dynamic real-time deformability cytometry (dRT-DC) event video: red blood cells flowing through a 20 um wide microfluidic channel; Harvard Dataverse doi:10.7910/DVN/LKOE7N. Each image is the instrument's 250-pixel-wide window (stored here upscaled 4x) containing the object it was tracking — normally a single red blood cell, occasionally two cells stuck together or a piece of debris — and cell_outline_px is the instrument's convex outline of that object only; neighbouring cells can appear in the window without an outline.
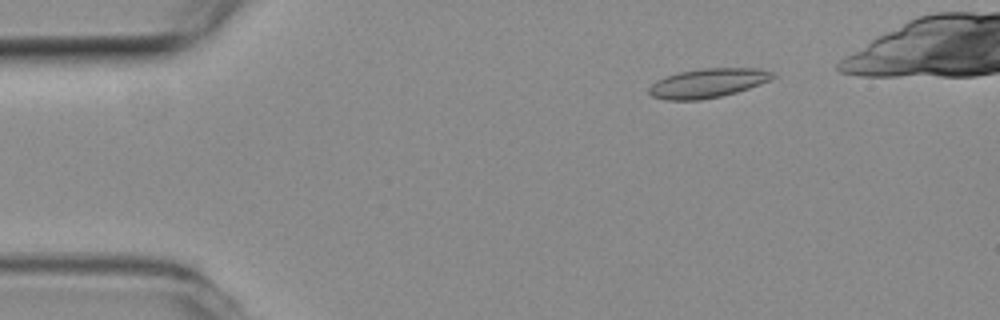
{"species": "common noctule bat (a hibernating species)", "species_latin": "Nyctalus noctula", "temperature_condition": "room temperature", "stored_images_in_passage": 47, "camera_frame_rate_fps": 3000, "um_per_image_px": 0.085, "animal": {"sex": "female", "body_mass_g": 19.3, "forearm_length_mm": 54.1}, "frame": {"image": 1, "passage_image": 8, "time_ms": 2.333, "image_size_px": [1000, 320], "cell_outline_px": [[776, 76], [760, 84], [736, 92], [720, 96], [700, 100], [668, 100], [652, 96], [648, 92], [648, 88], [656, 80], [680, 72], [700, 68], [760, 68], [772, 72]], "centroid_in_image_um": [60.15, 7.06], "position_along_channel_um": 24.8, "area_um2": 20.87}}
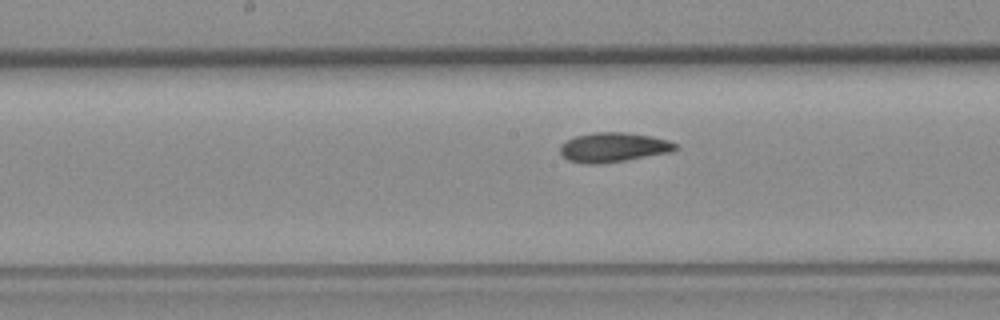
{"frame": {"image": 2, "passage_image": 27, "time_ms": 8.667, "image_size_px": [1000, 320], "cell_outline_px": [[680, 148], [672, 152], [624, 160], [596, 164], [588, 164], [568, 160], [560, 152], [560, 144], [576, 136], [592, 132], [624, 132], [652, 136], [668, 140], [676, 144]], "centroid_in_image_um": [52.16, 12.51], "position_along_channel_um": 196.0, "area_um2": 19.77}}
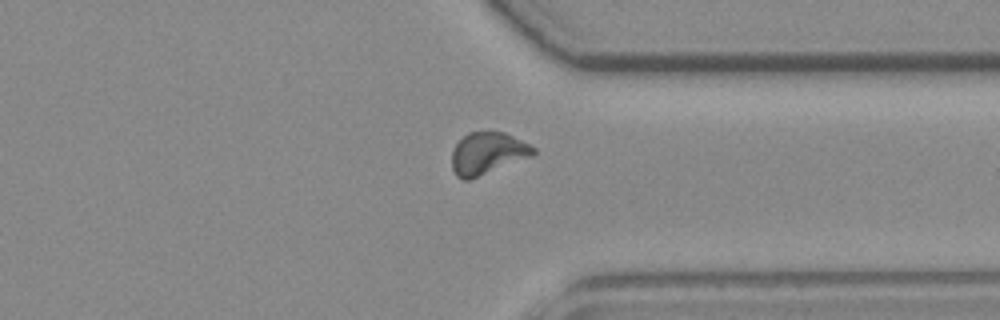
{"frame": {"image": 3, "passage_image": 41, "time_ms": 13.333, "image_size_px": [1000, 320], "cell_outline_px": [[536, 152], [532, 156], [468, 180], [464, 180], [456, 176], [452, 168], [452, 148], [468, 132], [504, 132], [536, 148]], "centroid_in_image_um": [41.42, 13.03], "position_along_channel_um": 370.0, "area_um2": 19.71}}